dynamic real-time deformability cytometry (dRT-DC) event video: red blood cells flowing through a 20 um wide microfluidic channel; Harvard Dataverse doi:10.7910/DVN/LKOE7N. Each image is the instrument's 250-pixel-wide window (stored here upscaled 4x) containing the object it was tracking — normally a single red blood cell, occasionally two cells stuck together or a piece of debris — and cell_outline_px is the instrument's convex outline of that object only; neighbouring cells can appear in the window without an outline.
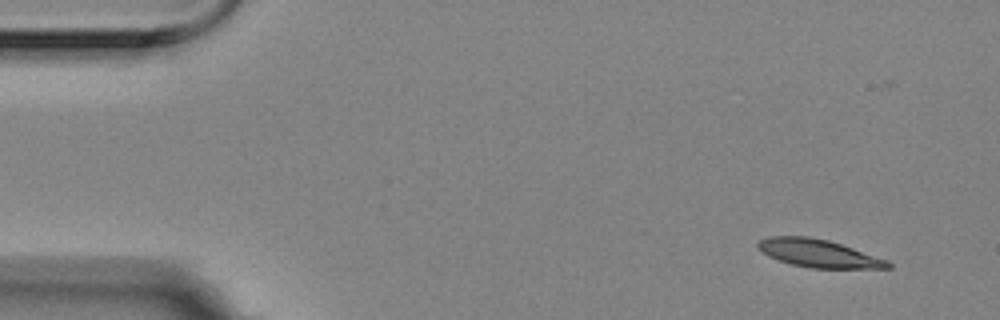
{"species": "Egyptian fruit bat (a non-hibernating species)", "species_latin": "Rousettus aegyptiacus", "temperature_condition": "room temperature", "stored_images_in_passage": 5, "camera_frame_rate_fps": 3000, "um_per_image_px": 0.085, "animal": {"sex": "female"}, "frame": {"image": 1, "passage_image": 1, "time_ms": 0.0, "image_size_px": [1000, 320], "cell_outline_px": [[892, 268], [808, 268], [792, 264], [768, 256], [756, 248], [756, 244], [760, 240], [768, 236], [808, 236], [828, 240], [888, 260], [892, 264]], "centroid_in_image_um": [69.54, 21.53], "position_along_channel_um": 15.5, "area_um2": 21.04}}
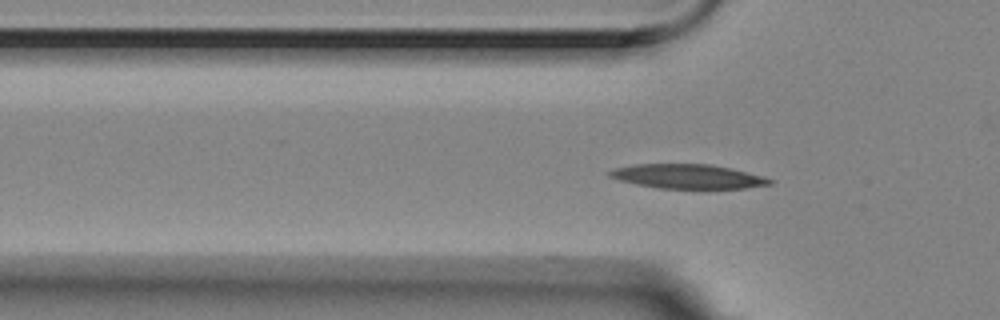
{"frame": {"image": 2, "passage_image": 5, "time_ms": 1.333, "image_size_px": [1000, 320], "cell_outline_px": [[776, 180], [772, 184], [744, 188], [704, 192], [656, 188], [636, 184], [620, 180], [608, 176], [604, 172], [616, 168], [636, 164], [712, 164], [732, 168], [764, 176]], "centroid_in_image_um": [58.54, 15.05], "position_along_channel_um": 67.3, "area_um2": 24.1}}